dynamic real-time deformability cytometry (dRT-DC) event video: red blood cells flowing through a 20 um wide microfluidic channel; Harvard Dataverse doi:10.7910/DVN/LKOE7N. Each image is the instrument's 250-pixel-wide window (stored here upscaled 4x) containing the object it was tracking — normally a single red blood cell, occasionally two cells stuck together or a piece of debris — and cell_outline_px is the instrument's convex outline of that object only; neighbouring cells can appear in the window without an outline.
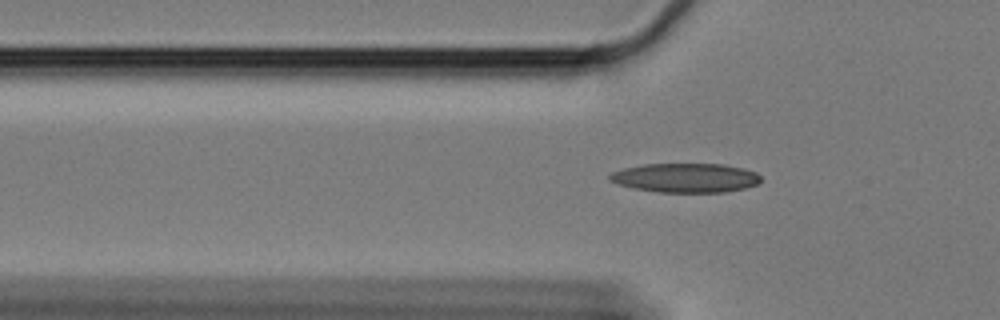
{"species": "Egyptian fruit bat (a non-hibernating species)", "species_latin": "Rousettus aegyptiacus", "temperature_condition": "cold", "stored_images_in_passage": 40, "camera_frame_rate_fps": 3000, "um_per_image_px": 0.085, "animal": {"sex": "female"}, "frame": {"image": 1, "passage_image": 7, "time_ms": 2.0, "image_size_px": [1000, 320], "cell_outline_px": [[760, 180], [756, 184], [744, 188], [724, 192], [656, 192], [636, 188], [620, 184], [608, 180], [608, 176], [612, 172], [624, 168], [644, 164], [724, 164], [744, 168], [756, 172], [760, 176]], "centroid_in_image_um": [58.28, 15.11], "position_along_channel_um": 67.5, "area_um2": 25.61}}
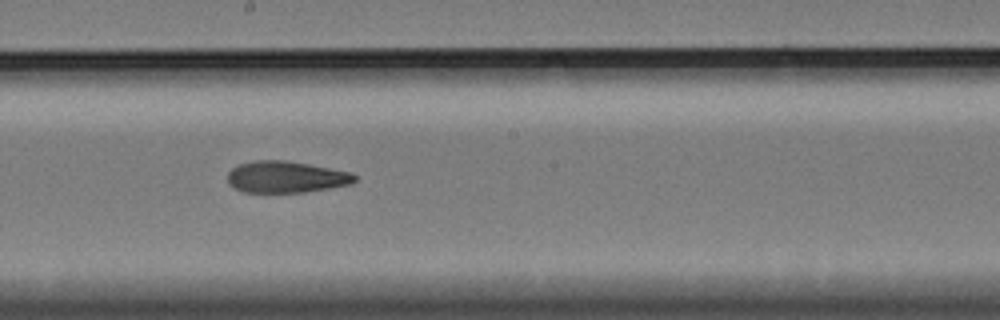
{"frame": {"image": 2, "passage_image": 21, "time_ms": 6.667, "image_size_px": [1000, 320], "cell_outline_px": [[356, 180], [352, 184], [304, 192], [244, 192], [228, 184], [228, 172], [232, 168], [240, 164], [256, 160], [284, 160], [308, 164], [348, 172], [356, 176]], "centroid_in_image_um": [24.28, 15.04], "position_along_channel_um": 223.9, "area_um2": 23.12}}
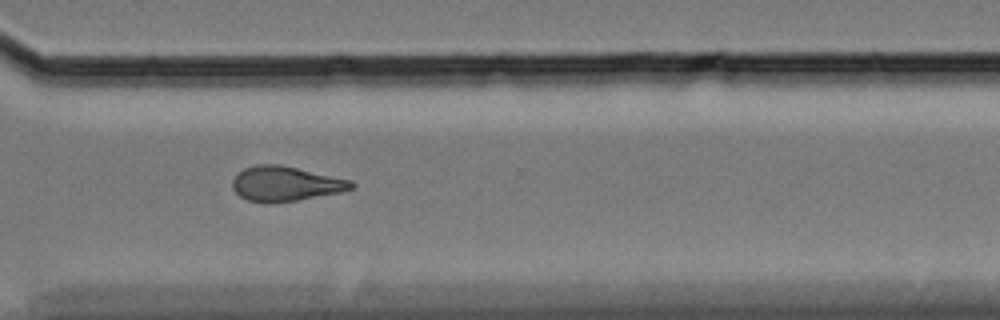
{"frame": {"image": 3, "passage_image": 32, "time_ms": 10.333, "image_size_px": [1000, 320], "cell_outline_px": [[356, 184], [352, 188], [340, 192], [296, 200], [272, 204], [264, 204], [248, 200], [240, 196], [232, 188], [232, 180], [244, 168], [256, 164], [280, 164], [352, 180]], "centroid_in_image_um": [24.25, 15.62], "position_along_channel_um": 346.3, "area_um2": 24.22}, "authors_computed_cell_mechanics": {"area_um2": 23.9292, "velocity_mm_per_s": 3.3449, "shape_relaxation_time_tau1_ms": null, "shape_relaxation_time_tau2_ms": 5.6132, "deformation_change_tau1": null, "deformation_change_tau2": 0.1339}}